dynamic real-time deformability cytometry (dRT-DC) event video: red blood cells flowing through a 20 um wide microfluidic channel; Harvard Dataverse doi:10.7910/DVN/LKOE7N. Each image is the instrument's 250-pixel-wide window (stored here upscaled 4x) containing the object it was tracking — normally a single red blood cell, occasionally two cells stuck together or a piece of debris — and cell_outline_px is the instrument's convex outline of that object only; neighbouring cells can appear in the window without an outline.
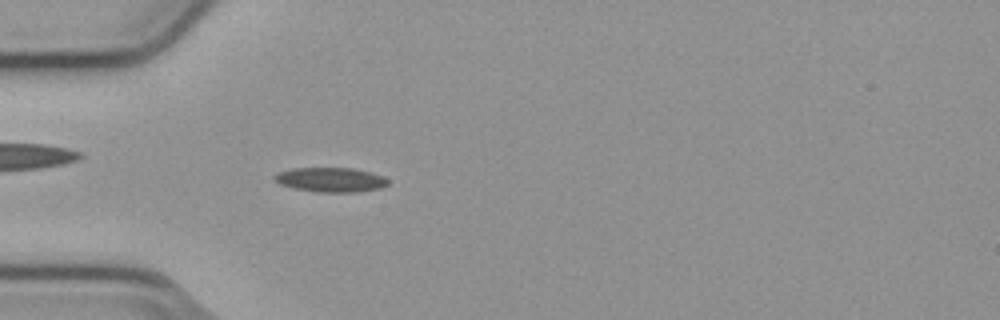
{"species": "common noctule bat (a hibernating species)", "species_latin": "Nyctalus noctula", "temperature_condition": "cold", "stored_images_in_passage": 42, "camera_frame_rate_fps": 3000, "um_per_image_px": 0.085, "animal": {"sex": "male", "body_mass_g": 23.1, "forearm_length_mm": 52.7}, "frame": {"image": 1, "passage_image": 4, "time_ms": 1.0, "image_size_px": [1000, 320], "cell_outline_px": [[388, 184], [380, 188], [352, 192], [316, 192], [292, 188], [280, 184], [272, 176], [276, 172], [292, 168], [352, 168], [372, 172], [384, 176], [388, 180]], "centroid_in_image_um": [28.08, 15.27], "position_along_channel_um": 56.9, "area_um2": 16.3}}
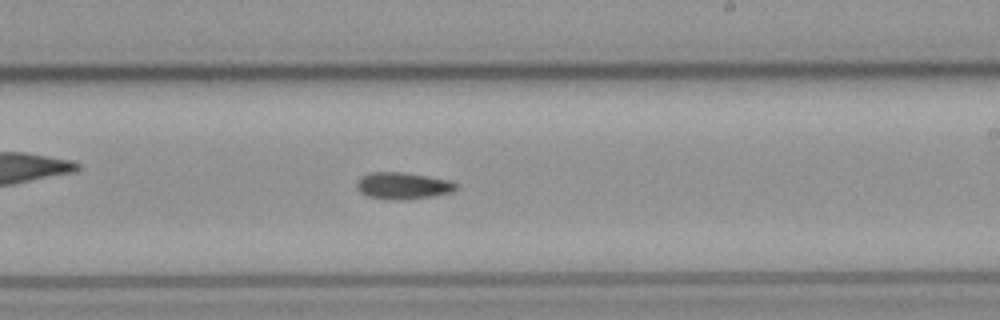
{"frame": {"image": 2, "passage_image": 20, "time_ms": 6.333, "image_size_px": [1000, 320], "cell_outline_px": [[456, 188], [452, 192], [432, 196], [404, 200], [384, 200], [368, 196], [360, 192], [356, 188], [356, 180], [360, 176], [368, 172], [404, 172], [448, 180], [456, 184]], "centroid_in_image_um": [34.16, 15.79], "position_along_channel_um": 254.8, "area_um2": 15.66}}
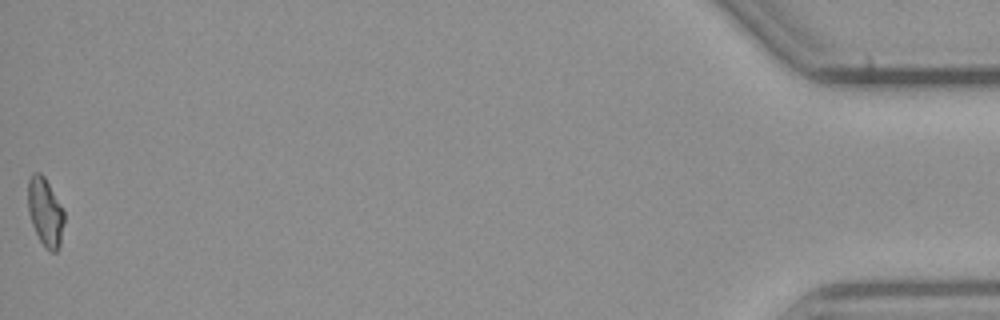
{"frame": {"image": 3, "passage_image": 42, "time_ms": 13.667, "image_size_px": [1000, 320], "cell_outline_px": [[64, 220], [60, 244], [56, 252], [48, 252], [44, 248], [32, 224], [28, 212], [28, 180], [32, 172], [40, 172], [44, 176], [60, 204], [64, 212]], "centroid_in_image_um": [3.83, 18.03], "position_along_channel_um": 431.4, "area_um2": 14.39}}